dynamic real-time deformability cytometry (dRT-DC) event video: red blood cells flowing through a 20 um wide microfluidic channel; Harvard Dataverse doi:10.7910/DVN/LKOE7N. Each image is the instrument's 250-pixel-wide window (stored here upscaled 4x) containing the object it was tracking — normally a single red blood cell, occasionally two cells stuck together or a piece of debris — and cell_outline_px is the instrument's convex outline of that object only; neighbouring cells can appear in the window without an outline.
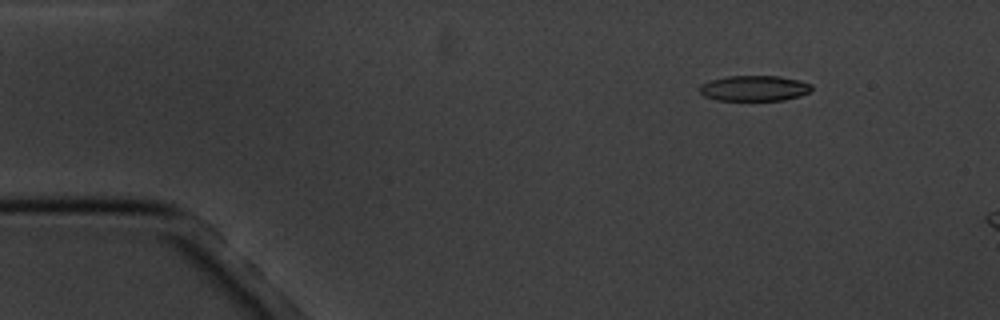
{"species": "common noctule bat (a hibernating species)", "species_latin": "Nyctalus noctula", "temperature_condition": "cold", "stored_images_in_passage": 5, "camera_frame_rate_fps": 3000, "um_per_image_px": 0.085, "animal": {"sex": "male", "body_mass_g": 20.1, "forearm_length_mm": 53.5}, "frame": {"image": 1, "passage_image": 3, "time_ms": 2.0, "image_size_px": [1000, 320], "cell_outline_px": [[812, 88], [808, 92], [800, 96], [784, 100], [716, 100], [704, 96], [700, 92], [700, 84], [712, 80], [728, 76], [780, 76], [800, 80], [812, 84]], "centroid_in_image_um": [64.13, 7.5], "position_along_channel_um": 20.9, "area_um2": 16.65}}